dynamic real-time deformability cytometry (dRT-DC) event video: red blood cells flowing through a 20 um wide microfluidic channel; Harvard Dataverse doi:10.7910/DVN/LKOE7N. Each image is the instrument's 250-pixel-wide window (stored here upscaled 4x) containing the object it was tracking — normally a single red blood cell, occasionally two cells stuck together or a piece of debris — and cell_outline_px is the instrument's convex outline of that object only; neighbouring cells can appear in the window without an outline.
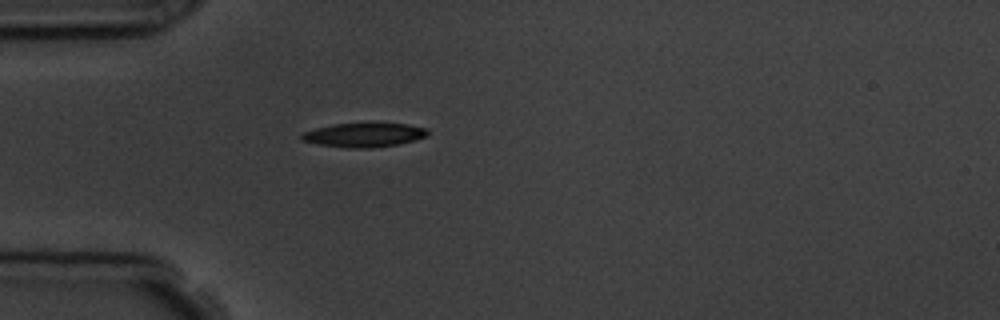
{"species": "common noctule bat (a hibernating species)", "species_latin": "Nyctalus noctula", "temperature_condition": "room temperature", "stored_images_in_passage": 1, "camera_frame_rate_fps": 3000, "um_per_image_px": 0.085, "animal": {"sex": "male", "body_mass_g": 19.5, "forearm_length_mm": 54.6}, "frame": {"image": 1, "passage_image": 1, "time_ms": 0.0, "image_size_px": [1000, 320], "cell_outline_px": [[428, 132], [424, 136], [416, 140], [396, 144], [372, 148], [348, 148], [320, 144], [300, 140], [300, 136], [304, 132], [316, 128], [332, 124], [408, 124], [428, 128]], "centroid_in_image_um": [30.93, 11.48], "position_along_channel_um": 54.1, "area_um2": 17.4}}